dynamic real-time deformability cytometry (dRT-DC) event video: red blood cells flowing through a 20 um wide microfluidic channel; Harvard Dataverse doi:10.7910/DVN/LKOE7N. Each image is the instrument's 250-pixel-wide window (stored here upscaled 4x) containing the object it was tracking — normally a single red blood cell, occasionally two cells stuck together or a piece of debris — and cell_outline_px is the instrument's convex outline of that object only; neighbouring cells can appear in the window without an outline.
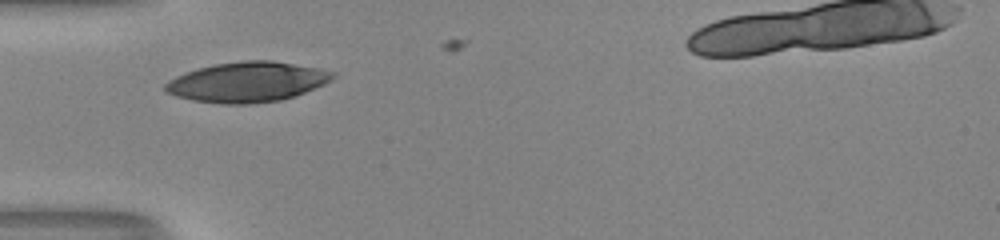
{"species": "human", "species_latin": "Homo sapiens", "temperature_condition": "room temperature", "stored_images_in_passage": 22, "camera_frame_rate_fps": 3000, "um_per_image_px": 0.085, "donor": {"sex": "male"}, "frame": {"image": 1, "passage_image": 1, "time_ms": 0.0, "image_size_px": [1000, 240], "cell_outline_px": [[336, 76], [332, 80], [324, 84], [296, 96], [280, 100], [248, 104], [220, 104], [192, 100], [176, 96], [168, 92], [164, 88], [164, 84], [168, 80], [176, 76], [200, 68], [216, 64], [244, 60], [272, 60], [320, 68], [336, 72]], "centroid_in_image_um": [21.06, 6.97], "position_along_channel_um": 63.9, "area_um2": 39.19}}